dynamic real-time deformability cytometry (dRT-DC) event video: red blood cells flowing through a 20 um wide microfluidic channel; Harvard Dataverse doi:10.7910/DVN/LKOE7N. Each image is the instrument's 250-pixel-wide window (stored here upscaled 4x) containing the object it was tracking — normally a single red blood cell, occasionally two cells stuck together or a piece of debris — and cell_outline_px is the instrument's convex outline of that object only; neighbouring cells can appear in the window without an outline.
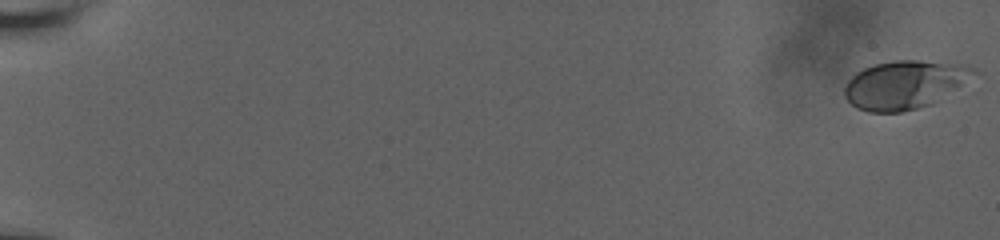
{"species": "human", "species_latin": "Homo sapiens", "temperature_condition": "room temperature", "stored_images_in_passage": 59, "camera_frame_rate_fps": 3000, "um_per_image_px": 0.085, "donor": {"sex": "male"}, "frame": {"image": 1, "passage_image": 1, "time_ms": 0.0, "image_size_px": [1000, 240], "cell_outline_px": [[980, 72], [932, 104], [900, 112], [868, 112], [856, 108], [844, 96], [844, 88], [848, 80], [856, 72], [872, 64], [896, 60], [920, 60], [968, 64], [976, 68]], "centroid_in_image_um": [76.9, 7.17], "position_along_channel_um": 8.1, "area_um2": 36.59}}
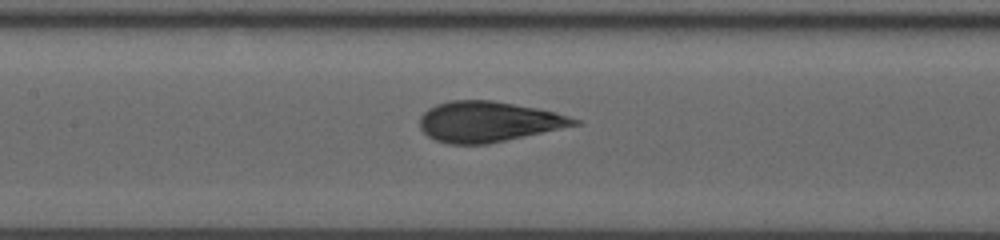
{"frame": {"image": 2, "passage_image": 31, "time_ms": 10.0, "image_size_px": [1000, 240], "cell_outline_px": [[580, 124], [488, 144], [448, 144], [436, 140], [428, 136], [420, 128], [420, 116], [428, 108], [436, 104], [452, 100], [492, 100], [536, 108], [556, 112], [580, 120]], "centroid_in_image_um": [41.48, 10.34], "position_along_channel_um": 165.9, "area_um2": 36.24}}
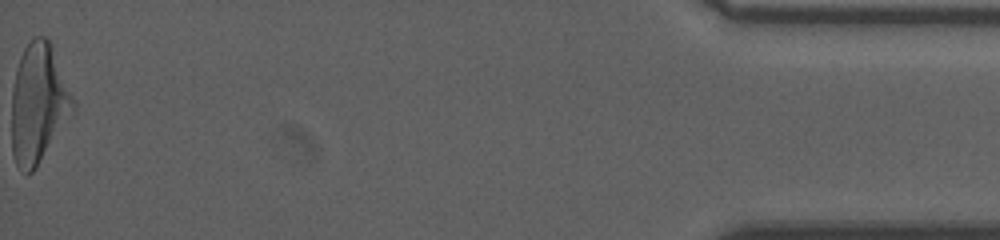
{"frame": {"image": 3, "passage_image": 59, "time_ms": 19.333, "image_size_px": [1000, 240], "cell_outline_px": [[76, 104], [36, 168], [32, 172], [24, 172], [16, 164], [12, 152], [12, 88], [16, 68], [20, 56], [24, 48], [36, 36], [44, 36], [52, 44]], "centroid_in_image_um": [3.24, 8.75], "position_along_channel_um": 432.0, "area_um2": 42.02}, "authors_computed_cell_mechanics": {"area_um2": 36.414, "velocity_mm_per_s": 3.7869, "shape_relaxation_time_tau1_ms": 5.6513, "shape_relaxation_time_tau2_ms": null, "deformation_change_tau1": 0.198, "deformation_change_tau2": null}}